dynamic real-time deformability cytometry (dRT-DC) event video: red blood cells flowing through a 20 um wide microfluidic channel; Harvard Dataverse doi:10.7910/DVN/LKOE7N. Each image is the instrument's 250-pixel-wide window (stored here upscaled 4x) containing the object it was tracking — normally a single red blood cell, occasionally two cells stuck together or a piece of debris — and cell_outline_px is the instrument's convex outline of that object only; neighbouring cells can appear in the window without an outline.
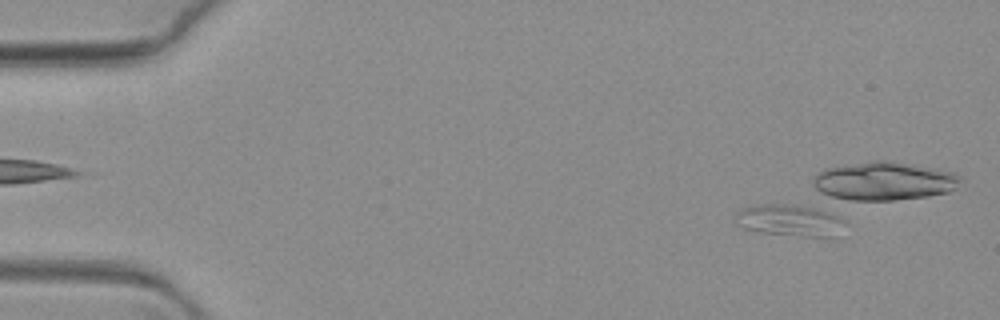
{"species": "common noctule bat (a hibernating species)", "species_latin": "Nyctalus noctula", "temperature_condition": "warm", "stored_images_in_passage": 4, "camera_frame_rate_fps": 3000, "um_per_image_px": 0.085, "animal": {"sex": "female", "body_mass_g": 19.3, "forearm_length_mm": 54.1}, "frame": {"image": 1, "passage_image": 3, "time_ms": 0.667, "image_size_px": [1000, 320], "cell_outline_px": [[848, 224], [832, 240], [760, 232], [744, 228], [736, 224], [732, 220], [732, 216], [740, 208], [752, 204], [780, 204], [816, 208], [836, 216], [844, 220]], "centroid_in_image_um": [67.11, 18.77], "position_along_channel_um": 17.9, "area_um2": 21.04}}